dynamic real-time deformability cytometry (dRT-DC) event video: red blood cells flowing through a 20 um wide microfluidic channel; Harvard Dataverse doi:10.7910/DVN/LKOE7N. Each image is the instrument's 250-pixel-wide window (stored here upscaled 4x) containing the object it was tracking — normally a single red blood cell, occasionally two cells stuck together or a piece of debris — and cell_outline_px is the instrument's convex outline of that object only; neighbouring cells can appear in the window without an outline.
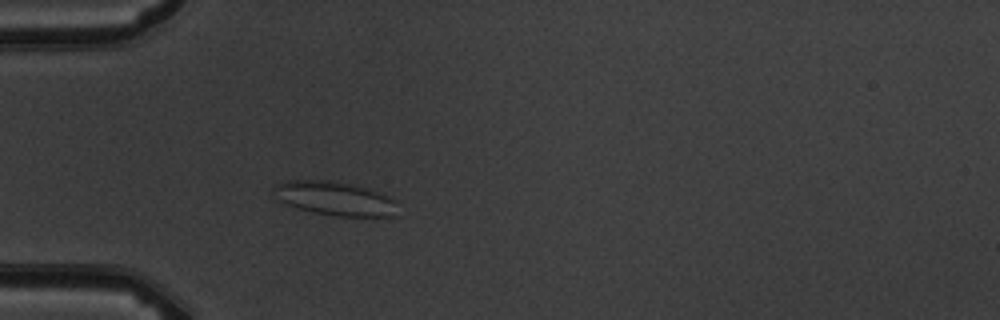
{"species": "common noctule bat (a hibernating species)", "species_latin": "Nyctalus noctula", "temperature_condition": "warm", "stored_images_in_passage": 4, "camera_frame_rate_fps": 3000, "um_per_image_px": 0.085, "animal": {"sex": "male", "body_mass_g": 19.5, "forearm_length_mm": 54.6}, "frame": {"image": 1, "passage_image": 4, "time_ms": 3.333, "image_size_px": [1000, 320], "cell_outline_px": [[396, 200], [392, 216], [340, 216], [312, 212], [296, 208], [280, 200], [268, 192], [276, 184], [288, 180], [328, 180], [348, 184], [380, 192]], "centroid_in_image_um": [28.36, 16.86], "position_along_channel_um": 56.6, "area_um2": 24.22}}